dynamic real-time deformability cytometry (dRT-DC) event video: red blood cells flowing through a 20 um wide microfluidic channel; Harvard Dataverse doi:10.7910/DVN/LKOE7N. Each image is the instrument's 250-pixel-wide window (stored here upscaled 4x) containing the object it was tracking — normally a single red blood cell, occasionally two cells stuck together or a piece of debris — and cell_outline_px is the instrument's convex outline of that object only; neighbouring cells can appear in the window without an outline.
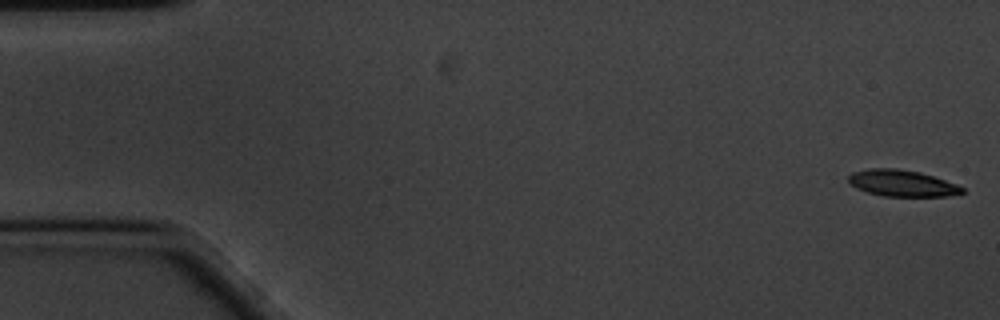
{"species": "common noctule bat (a hibernating species)", "species_latin": "Nyctalus noctula", "temperature_condition": "cold", "stored_images_in_passage": 59, "camera_frame_rate_fps": 3000, "um_per_image_px": 0.085, "animal": {"sex": "male", "body_mass_g": 20.1, "forearm_length_mm": 53.5}, "frame": {"image": 1, "passage_image": 1, "time_ms": 0.0, "image_size_px": [1000, 320], "cell_outline_px": [[964, 192], [948, 196], [884, 196], [868, 192], [856, 188], [848, 184], [848, 176], [852, 172], [868, 168], [896, 168], [920, 172], [956, 184], [964, 188]], "centroid_in_image_um": [76.62, 15.56], "position_along_channel_um": 8.4, "area_um2": 17.51}}
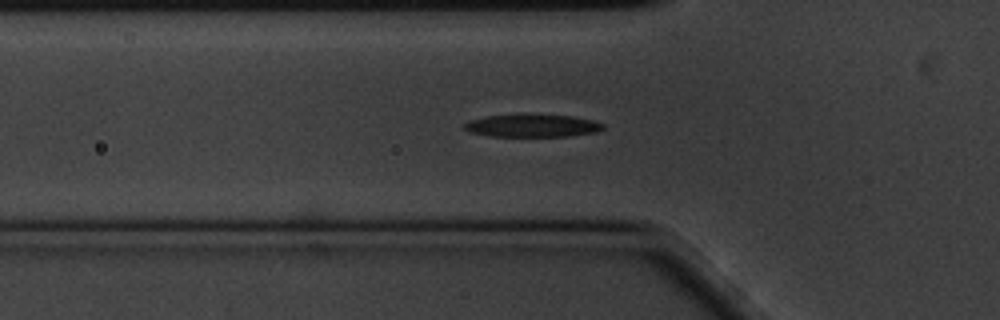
{"frame": {"image": 2, "passage_image": 19, "time_ms": 6.0, "image_size_px": [1000, 320], "cell_outline_px": [[604, 128], [596, 132], [568, 136], [488, 136], [468, 132], [464, 128], [464, 124], [468, 120], [488, 116], [572, 116], [592, 120], [604, 124]], "centroid_in_image_um": [45.22, 10.71], "position_along_channel_um": 80.6, "area_um2": 17.74}}
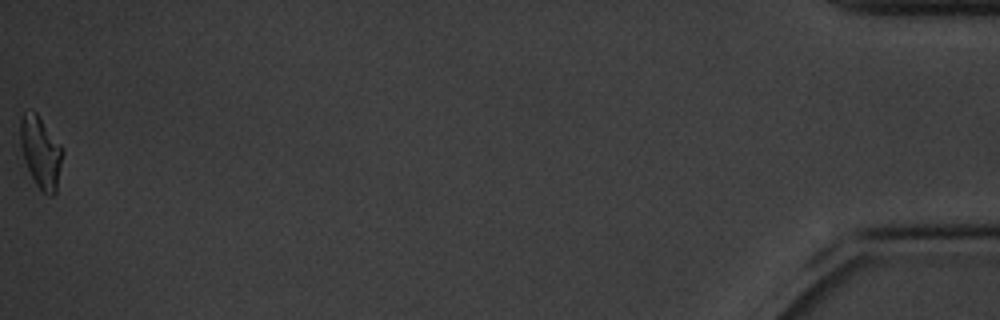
{"frame": {"image": 3, "passage_image": 59, "time_ms": 19.333, "image_size_px": [1000, 320], "cell_outline_px": [[64, 152], [56, 192], [52, 196], [48, 196], [36, 184], [24, 160], [20, 144], [20, 120], [24, 112], [32, 108], [36, 112], [64, 148]], "centroid_in_image_um": [3.48, 12.9], "position_along_channel_um": 431.7, "area_um2": 17.8}, "authors_computed_cell_mechanics": {"area_um2": 18.3226, "velocity_mm_per_s": 3.3692, "shape_relaxation_time_tau1_ms": 2.4223, "shape_relaxation_time_tau2_ms": null, "deformation_change_tau1": 0.152, "deformation_change_tau2": null}}